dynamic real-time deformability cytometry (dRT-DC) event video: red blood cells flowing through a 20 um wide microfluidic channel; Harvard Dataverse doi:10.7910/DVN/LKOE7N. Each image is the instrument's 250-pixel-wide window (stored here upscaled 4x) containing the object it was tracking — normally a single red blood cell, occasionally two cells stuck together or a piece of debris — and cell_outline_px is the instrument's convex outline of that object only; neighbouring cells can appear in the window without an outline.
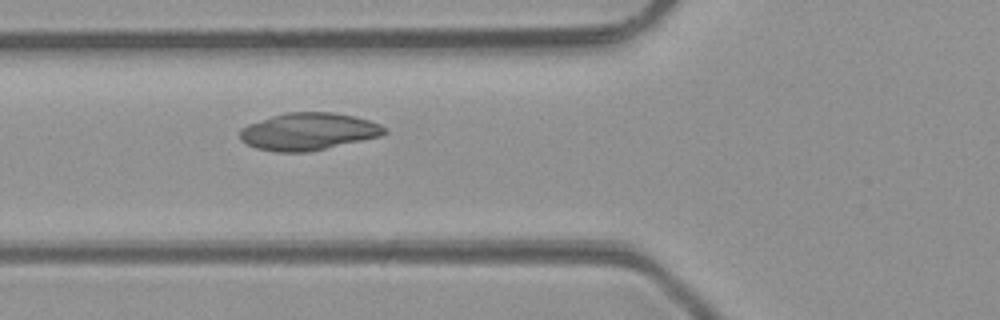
{"species": "common noctule bat (a hibernating species)", "species_latin": "Nyctalus noctula", "temperature_condition": "room temperature", "stored_images_in_passage": 5, "camera_frame_rate_fps": 3000, "um_per_image_px": 0.085, "animal": {"sex": "male", "body_mass_g": 23.1, "forearm_length_mm": 52.7}, "frame": {"image": 1, "passage_image": 5, "time_ms": 5.333, "image_size_px": [1000, 320], "cell_outline_px": [[388, 132], [380, 136], [308, 152], [276, 152], [256, 148], [240, 140], [240, 128], [248, 124], [272, 116], [288, 112], [332, 112], [352, 116], [368, 120], [380, 124]], "centroid_in_image_um": [26.18, 11.18], "position_along_channel_um": 99.6, "area_um2": 31.15}}